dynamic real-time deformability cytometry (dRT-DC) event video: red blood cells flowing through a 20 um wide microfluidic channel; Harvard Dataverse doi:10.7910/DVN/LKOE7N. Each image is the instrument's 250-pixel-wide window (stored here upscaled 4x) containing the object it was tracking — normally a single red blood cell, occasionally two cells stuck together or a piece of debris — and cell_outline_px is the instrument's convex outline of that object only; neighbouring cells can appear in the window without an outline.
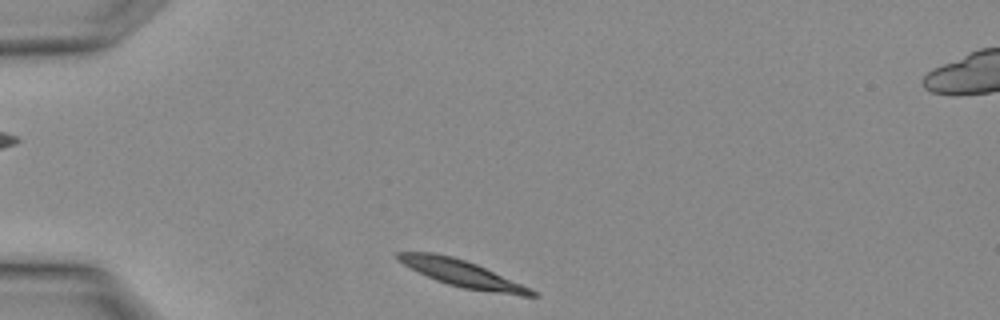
{"species": "Egyptian fruit bat (a non-hibernating species)", "species_latin": "Rousettus aegyptiacus", "temperature_condition": "warm", "stored_images_in_passage": 4, "camera_frame_rate_fps": 3000, "um_per_image_px": 0.085, "animal": {"sex": "female"}, "frame": {"image": 1, "passage_image": 2, "time_ms": 0.333, "image_size_px": [1000, 320], "cell_outline_px": [[540, 296], [520, 296], [464, 288], [448, 284], [436, 280], [396, 260], [396, 252], [432, 252], [452, 256], [476, 264], [532, 288]], "centroid_in_image_um": [39.32, 23.25], "position_along_channel_um": 45.7, "area_um2": 20.58}}